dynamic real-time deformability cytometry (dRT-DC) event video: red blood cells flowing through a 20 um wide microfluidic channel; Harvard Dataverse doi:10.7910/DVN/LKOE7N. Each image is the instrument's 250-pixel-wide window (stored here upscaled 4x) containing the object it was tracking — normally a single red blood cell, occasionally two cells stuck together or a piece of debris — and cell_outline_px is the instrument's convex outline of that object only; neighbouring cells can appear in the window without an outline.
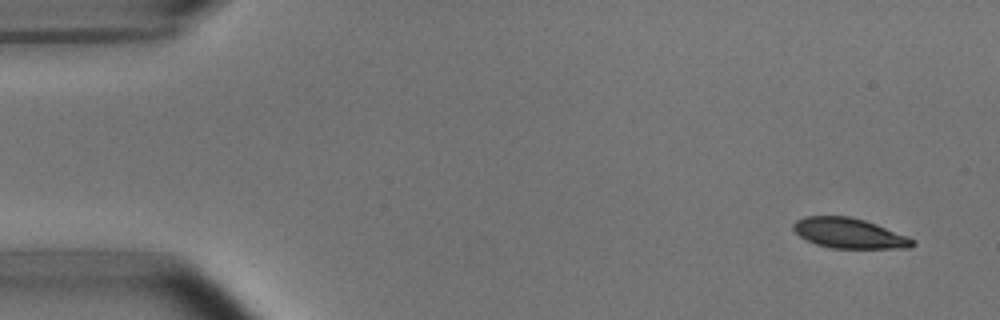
{"species": "common noctule bat (a hibernating species)", "species_latin": "Nyctalus noctula", "temperature_condition": "room temperature", "stored_images_in_passage": 6, "camera_frame_rate_fps": 3000, "um_per_image_px": 0.085, "animal": {"sex": "male", "body_mass_g": 15.6}, "frame": {"image": 1, "passage_image": 1, "time_ms": 0.0, "image_size_px": [1000, 320], "cell_outline_px": [[916, 244], [912, 248], [832, 248], [816, 244], [800, 236], [792, 228], [792, 224], [796, 220], [804, 216], [848, 216], [864, 220], [876, 224], [908, 236], [916, 240]], "centroid_in_image_um": [72.2, 19.82], "position_along_channel_um": 12.8, "area_um2": 20.98}}
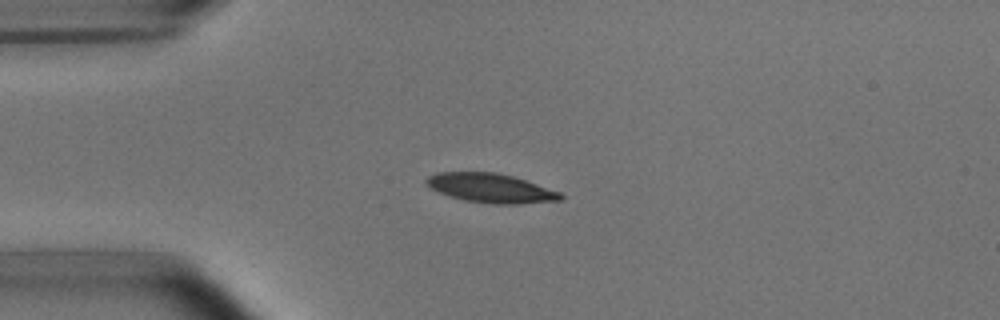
{"frame": {"image": 2, "passage_image": 4, "time_ms": 3.333, "image_size_px": [1000, 320], "cell_outline_px": [[564, 200], [520, 204], [492, 204], [464, 200], [448, 196], [424, 184], [424, 180], [428, 176], [436, 172], [496, 172], [512, 176], [560, 192], [564, 196]], "centroid_in_image_um": [41.7, 15.99], "position_along_channel_um": 43.3, "area_um2": 22.89}}